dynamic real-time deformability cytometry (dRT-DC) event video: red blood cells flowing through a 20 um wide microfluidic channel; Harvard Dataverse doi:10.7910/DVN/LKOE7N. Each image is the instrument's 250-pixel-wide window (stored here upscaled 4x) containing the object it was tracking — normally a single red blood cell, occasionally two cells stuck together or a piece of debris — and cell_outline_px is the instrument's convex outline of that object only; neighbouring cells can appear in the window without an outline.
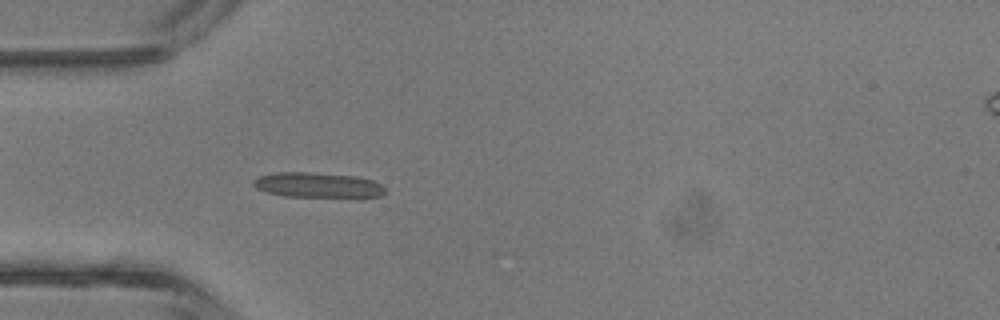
{"species": "common noctule bat (a hibernating species)", "species_latin": "Nyctalus noctula", "temperature_condition": "room temperature", "stored_images_in_passage": 31, "camera_frame_rate_fps": 3000, "um_per_image_px": 0.085, "animal": {"sex": "male", "body_mass_g": 13.3}, "frame": {"image": 1, "passage_image": 1, "time_ms": 0.0, "image_size_px": [1000, 320], "cell_outline_px": [[388, 192], [380, 196], [360, 200], [284, 196], [268, 192], [256, 188], [252, 184], [252, 180], [260, 176], [276, 172], [308, 172], [356, 176], [372, 180], [380, 184]], "centroid_in_image_um": [27.12, 15.79], "position_along_channel_um": 57.9, "area_um2": 20.35}}
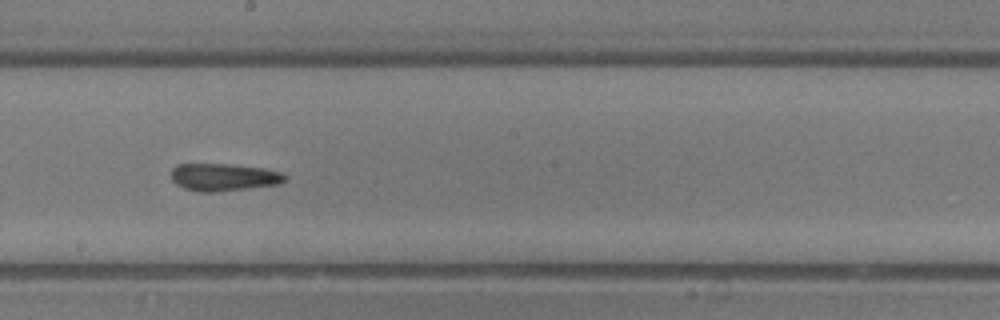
{"frame": {"image": 2, "passage_image": 12, "time_ms": 3.667, "image_size_px": [1000, 320], "cell_outline_px": [[288, 176], [280, 184], [216, 192], [196, 192], [184, 188], [176, 184], [172, 180], [172, 168], [176, 164], [232, 164], [264, 168], [280, 172]], "centroid_in_image_um": [19.0, 15.06], "position_along_channel_um": 229.2, "area_um2": 18.32}}
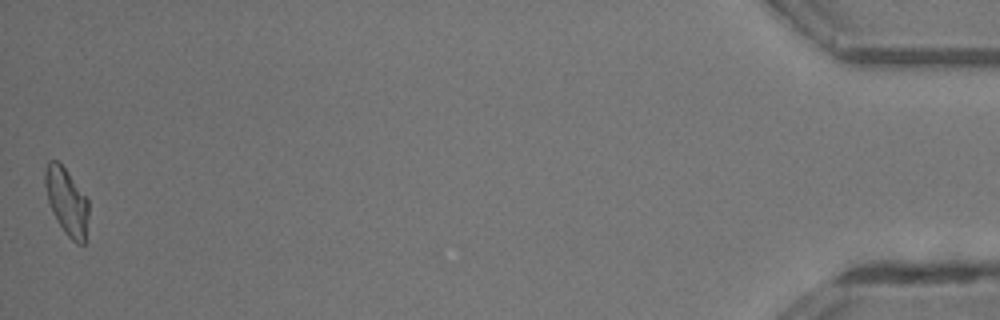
{"frame": {"image": 3, "passage_image": 31, "time_ms": 10.0, "image_size_px": [1000, 320], "cell_outline_px": [[88, 216], [84, 244], [76, 244], [64, 232], [52, 212], [48, 200], [44, 184], [44, 168], [48, 160], [56, 160], [64, 168], [88, 196]], "centroid_in_image_um": [5.67, 17.1], "position_along_channel_um": 429.5, "area_um2": 17.11}, "authors_computed_cell_mechanics": {"area_um2": 17.629, "velocity_mm_per_s": 4.7605, "shape_relaxation_time_tau1_ms": 4.3938, "shape_relaxation_time_tau2_ms": 2.9024, "deformation_change_tau1": 0.2064, "deformation_change_tau2": 0.1286}}